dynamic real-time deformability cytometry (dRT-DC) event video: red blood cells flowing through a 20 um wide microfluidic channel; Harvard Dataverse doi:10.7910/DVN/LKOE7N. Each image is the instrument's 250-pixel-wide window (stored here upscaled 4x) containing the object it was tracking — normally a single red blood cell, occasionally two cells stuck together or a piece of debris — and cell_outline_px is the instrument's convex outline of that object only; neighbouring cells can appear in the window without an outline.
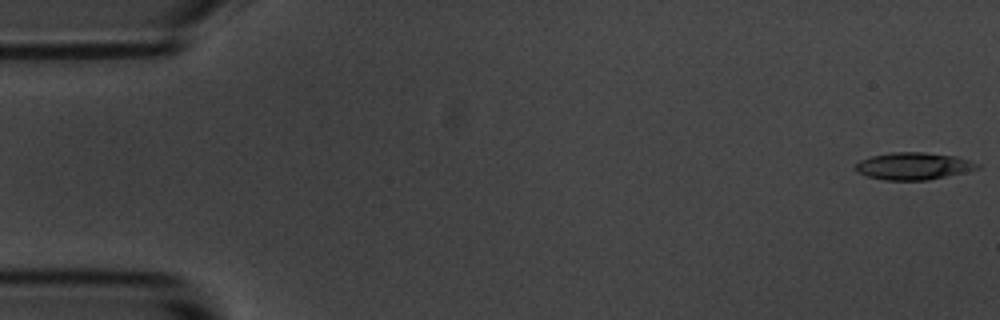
{"species": "common noctule bat (a hibernating species)", "species_latin": "Nyctalus noctula", "temperature_condition": "room temperature", "stored_images_in_passage": 55, "camera_frame_rate_fps": 3000, "um_per_image_px": 0.085, "animal": {"sex": "male", "body_mass_g": 20.1, "forearm_length_mm": 53.5}, "frame": {"image": 1, "passage_image": 1, "time_ms": 0.0, "image_size_px": [1000, 320], "cell_outline_px": [[980, 168], [964, 172], [928, 180], [884, 180], [868, 176], [856, 172], [856, 164], [860, 160], [872, 156], [892, 152], [924, 152], [956, 156], [980, 164]], "centroid_in_image_um": [77.64, 14.11], "position_along_channel_um": 7.4, "area_um2": 19.19}}
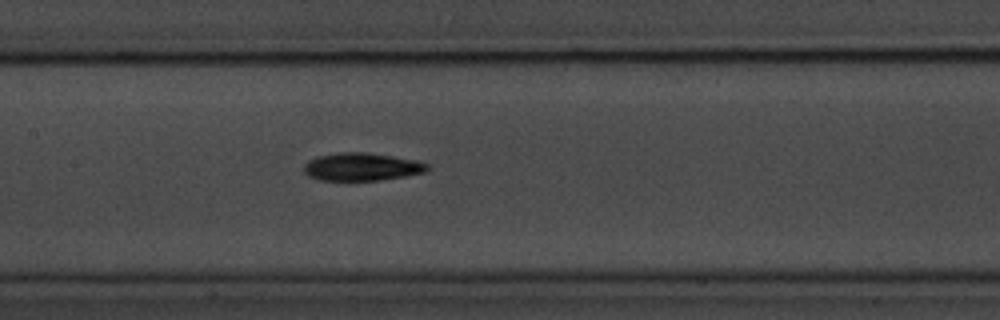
{"frame": {"image": 2, "passage_image": 26, "time_ms": 8.333, "image_size_px": [1000, 320], "cell_outline_px": [[428, 168], [424, 172], [404, 176], [380, 180], [320, 180], [308, 176], [304, 172], [304, 164], [308, 160], [316, 156], [336, 152], [368, 152], [416, 160], [428, 164]], "centroid_in_image_um": [30.7, 14.17], "position_along_channel_um": 176.7, "area_um2": 20.06}}
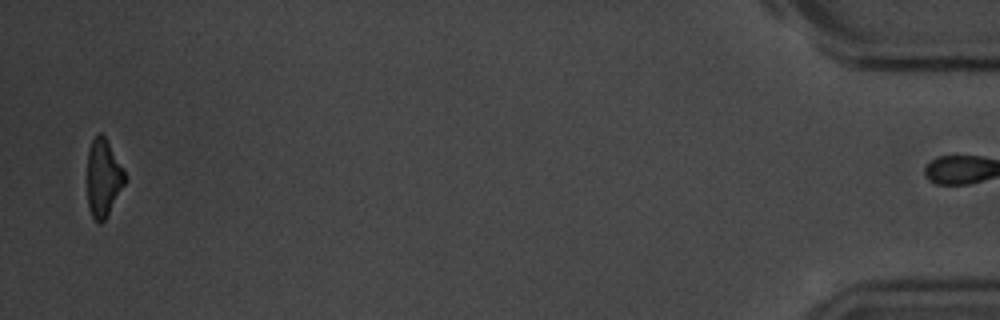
{"frame": {"image": 3, "passage_image": 54, "time_ms": 17.667, "image_size_px": [1000, 320], "cell_outline_px": [[124, 184], [104, 220], [100, 224], [92, 216], [88, 208], [88, 152], [92, 140], [96, 132], [100, 132], [104, 136], [124, 172]], "centroid_in_image_um": [8.74, 15.11], "position_along_channel_um": 426.5, "area_um2": 16.36}, "authors_computed_cell_mechanics": {"area_um2": 19.3052, "velocity_mm_per_s": 3.64, "shape_relaxation_time_tau1_ms": 2.5388, "shape_relaxation_time_tau2_ms": null, "deformation_change_tau1": 0.1243, "deformation_change_tau2": null}}